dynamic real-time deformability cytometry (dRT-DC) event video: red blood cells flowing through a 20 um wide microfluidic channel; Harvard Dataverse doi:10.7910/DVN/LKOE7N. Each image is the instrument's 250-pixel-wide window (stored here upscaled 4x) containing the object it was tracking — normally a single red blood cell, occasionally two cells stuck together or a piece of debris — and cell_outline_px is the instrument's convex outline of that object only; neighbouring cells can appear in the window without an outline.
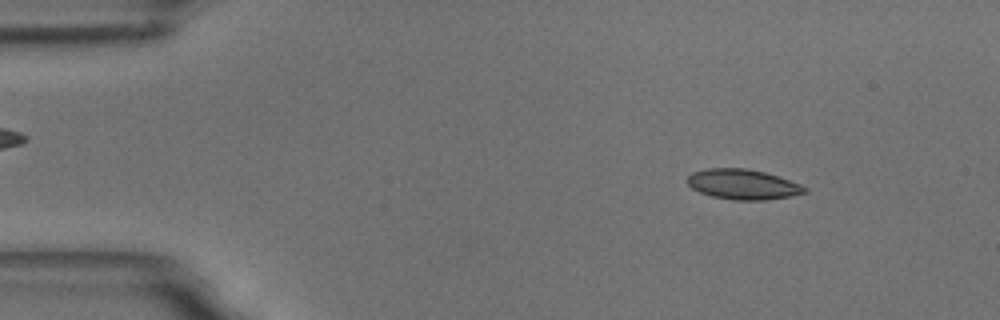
{"species": "common noctule bat (a hibernating species)", "species_latin": "Nyctalus noctula", "temperature_condition": "room temperature", "stored_images_in_passage": 57, "camera_frame_rate_fps": 3000, "um_per_image_px": 0.085, "animal": {"sex": "male", "body_mass_g": 18.8}, "frame": {"image": 1, "passage_image": 7, "time_ms": 2.0, "image_size_px": [1000, 320], "cell_outline_px": [[808, 192], [792, 196], [764, 200], [736, 200], [712, 196], [700, 192], [692, 188], [688, 184], [688, 176], [692, 172], [704, 168], [748, 168], [764, 172], [800, 184], [808, 188]], "centroid_in_image_um": [63.15, 15.66], "position_along_channel_um": 21.9, "area_um2": 20.58}}
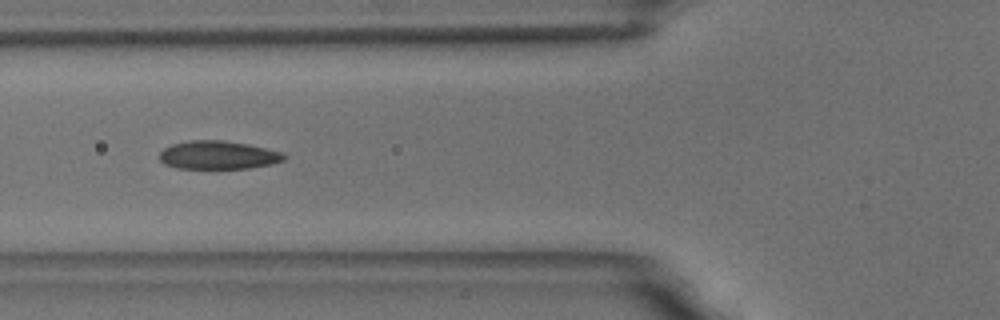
{"frame": {"image": 2, "passage_image": 21, "time_ms": 6.667, "image_size_px": [1000, 320], "cell_outline_px": [[288, 156], [284, 160], [272, 164], [252, 168], [176, 168], [164, 164], [160, 160], [160, 152], [164, 148], [172, 144], [188, 140], [224, 140], [248, 144], [284, 152]], "centroid_in_image_um": [18.57, 13.17], "position_along_channel_um": 107.2, "area_um2": 20.75}}
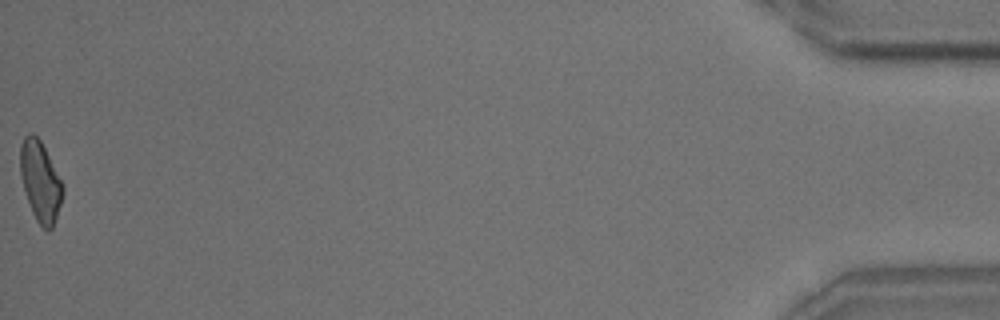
{"frame": {"image": 3, "passage_image": 57, "time_ms": 18.667, "image_size_px": [1000, 320], "cell_outline_px": [[64, 192], [52, 228], [48, 232], [36, 220], [32, 212], [20, 176], [20, 144], [24, 136], [28, 132], [32, 132], [40, 140], [64, 184]], "centroid_in_image_um": [3.42, 15.38], "position_along_channel_um": 431.8, "area_um2": 19.83}, "authors_computed_cell_mechanics": {"area_um2": 20.4034, "velocity_mm_per_s": 3.5242, "shape_relaxation_time_tau1_ms": 6.7754, "shape_relaxation_time_tau2_ms": 2.5576, "deformation_change_tau1": 0.1489, "deformation_change_tau2": 0.0742}}